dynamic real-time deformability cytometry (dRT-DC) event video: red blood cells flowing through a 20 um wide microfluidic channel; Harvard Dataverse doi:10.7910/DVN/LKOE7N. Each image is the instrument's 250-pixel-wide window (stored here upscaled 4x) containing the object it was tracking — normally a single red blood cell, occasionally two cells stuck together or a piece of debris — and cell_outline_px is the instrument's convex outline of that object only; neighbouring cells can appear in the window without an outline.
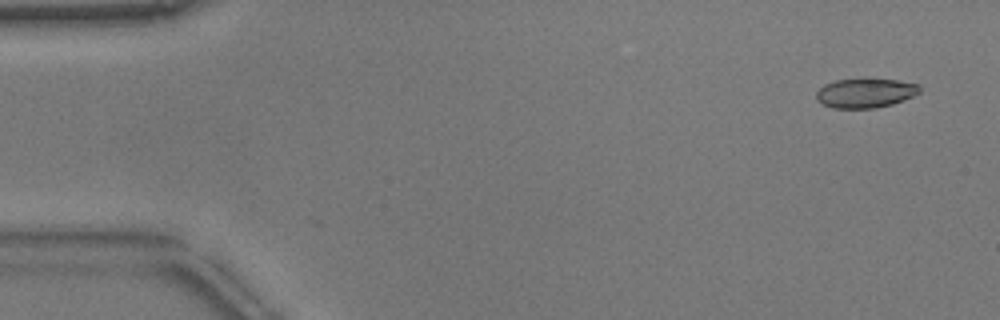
{"species": "common noctule bat (a hibernating species)", "species_latin": "Nyctalus noctula", "temperature_condition": "warm", "stored_images_in_passage": 54, "camera_frame_rate_fps": 3000, "um_per_image_px": 0.085, "animal": {"sex": "male", "body_mass_g": 17.9}, "frame": {"image": 1, "passage_image": 3, "time_ms": 0.667, "image_size_px": [1000, 320], "cell_outline_px": [[920, 92], [912, 96], [892, 104], [876, 108], [832, 108], [820, 104], [816, 100], [816, 92], [824, 84], [836, 80], [896, 80], [920, 84]], "centroid_in_image_um": [73.52, 7.93], "position_along_channel_um": 11.5, "area_um2": 17.51}}
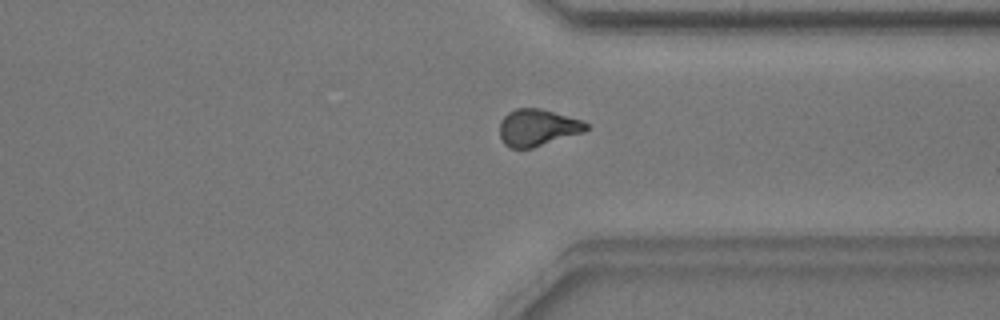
{"frame": {"image": 2, "passage_image": 40, "time_ms": 13.0, "image_size_px": [1000, 320], "cell_outline_px": [[588, 128], [584, 132], [532, 148], [508, 148], [504, 144], [500, 136], [500, 120], [508, 112], [516, 108], [540, 108], [584, 120], [588, 124]], "centroid_in_image_um": [45.69, 10.84], "position_along_channel_um": 365.7, "area_um2": 18.73}}
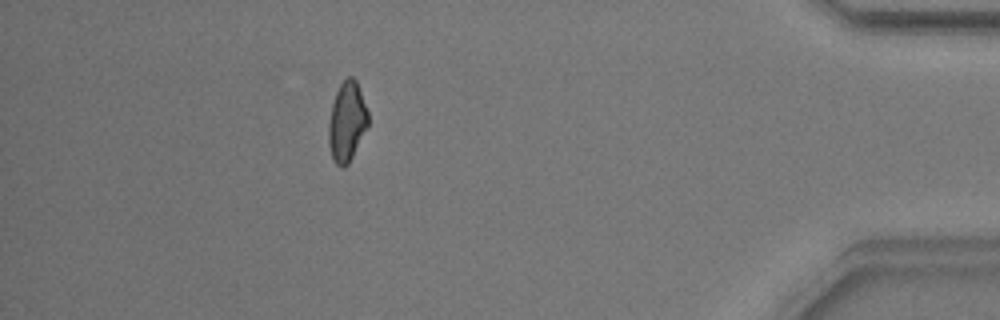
{"frame": {"image": 3, "passage_image": 47, "time_ms": 15.333, "image_size_px": [1000, 320], "cell_outline_px": [[368, 124], [348, 164], [344, 168], [340, 168], [332, 160], [328, 144], [328, 124], [332, 104], [336, 92], [340, 84], [348, 76], [352, 76], [356, 80], [368, 112]], "centroid_in_image_um": [29.46, 10.36], "position_along_channel_um": 405.7, "area_um2": 18.26}, "authors_computed_cell_mechanics": {"area_um2": 18.6694, "velocity_mm_per_s": 3.8337, "shape_relaxation_time_tau1_ms": 6.4152, "shape_relaxation_time_tau2_ms": 1.9864, "deformation_change_tau1": 0.1474, "deformation_change_tau2": 0.0822}}